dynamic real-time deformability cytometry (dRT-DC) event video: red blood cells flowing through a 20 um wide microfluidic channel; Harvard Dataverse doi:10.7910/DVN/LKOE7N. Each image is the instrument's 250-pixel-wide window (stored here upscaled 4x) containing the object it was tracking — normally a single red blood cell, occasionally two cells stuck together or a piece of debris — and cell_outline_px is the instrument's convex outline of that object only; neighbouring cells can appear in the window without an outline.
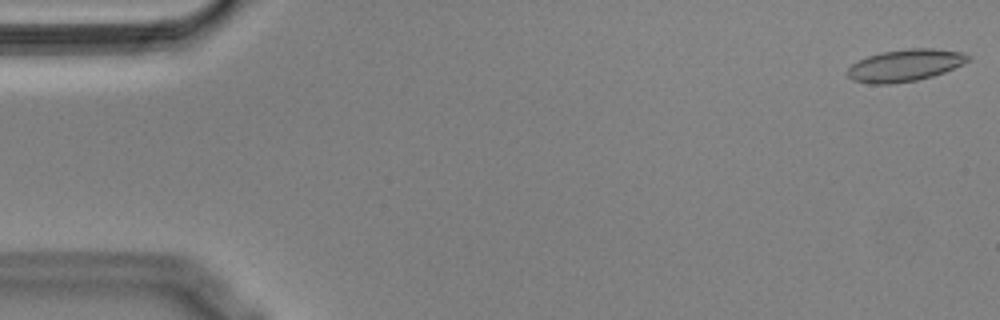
{"species": "Egyptian fruit bat (a non-hibernating species)", "species_latin": "Rousettus aegyptiacus", "temperature_condition": "cold", "stored_images_in_passage": 54, "camera_frame_rate_fps": 3000, "um_per_image_px": 0.085, "animal": {"sex": "male"}, "frame": {"image": 1, "passage_image": 1, "time_ms": 0.0, "image_size_px": [1000, 320], "cell_outline_px": [[972, 60], [964, 64], [944, 72], [932, 76], [916, 80], [892, 84], [872, 84], [852, 80], [848, 76], [848, 68], [852, 64], [868, 56], [880, 52], [908, 48], [932, 48], [960, 52], [972, 56]], "centroid_in_image_um": [76.96, 5.55], "position_along_channel_um": 8.0, "area_um2": 22.54}}
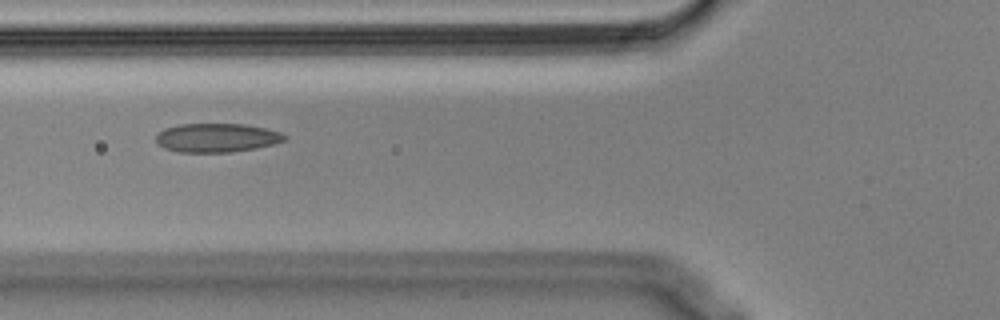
{"frame": {"image": 2, "passage_image": 20, "time_ms": 6.333, "image_size_px": [1000, 320], "cell_outline_px": [[288, 140], [256, 148], [232, 152], [180, 152], [164, 148], [156, 140], [156, 136], [164, 128], [180, 124], [244, 124], [264, 128], [280, 132], [288, 136]], "centroid_in_image_um": [18.45, 11.71], "position_along_channel_um": 107.3, "area_um2": 21.56}}
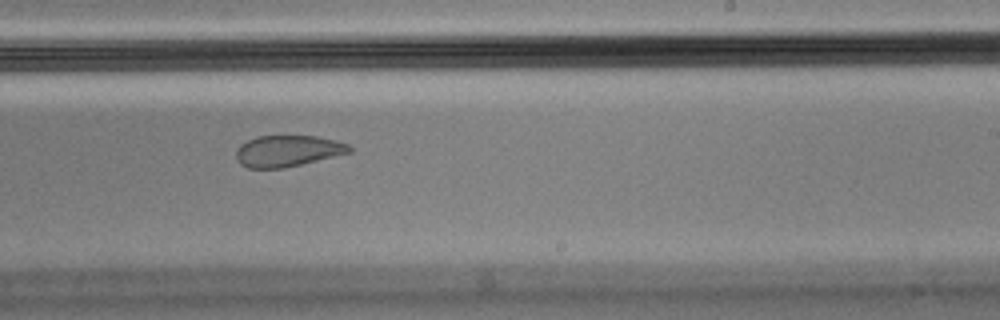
{"frame": {"image": 3, "passage_image": 33, "time_ms": 10.667, "image_size_px": [1000, 320], "cell_outline_px": [[352, 152], [284, 168], [248, 168], [240, 164], [236, 156], [236, 152], [240, 144], [256, 136], [316, 136], [348, 144], [352, 148]], "centroid_in_image_um": [24.43, 12.83], "position_along_channel_um": 264.6, "area_um2": 20.52}, "authors_computed_cell_mechanics": {"area_um2": 22.5998, "velocity_mm_per_s": 3.622, "shape_relaxation_time_tau1_ms": null, "shape_relaxation_time_tau2_ms": 1.7898, "deformation_change_tau1": null, "deformation_change_tau2": 0.0807}}